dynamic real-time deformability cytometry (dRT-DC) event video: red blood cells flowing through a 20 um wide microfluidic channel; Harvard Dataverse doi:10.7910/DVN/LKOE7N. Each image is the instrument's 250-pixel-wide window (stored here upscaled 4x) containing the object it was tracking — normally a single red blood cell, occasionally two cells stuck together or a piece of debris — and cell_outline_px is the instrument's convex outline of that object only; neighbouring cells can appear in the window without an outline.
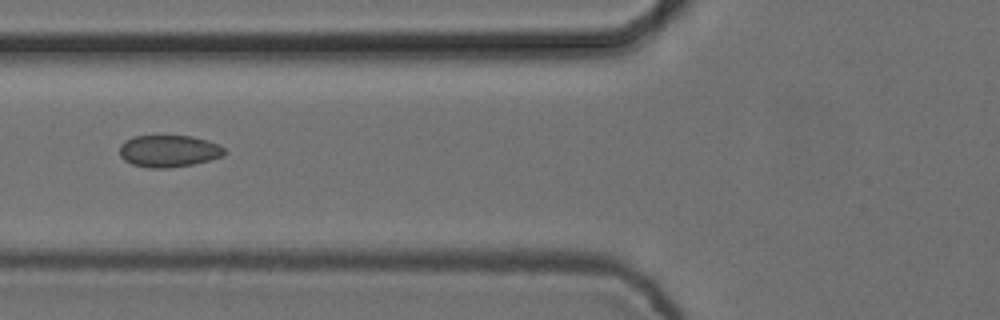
{"species": "common noctule bat (a hibernating species)", "species_latin": "Nyctalus noctula", "temperature_condition": "cold", "stored_images_in_passage": 8, "camera_frame_rate_fps": 3000, "um_per_image_px": 0.085, "animal": {"sex": "female", "body_mass_g": 24.6, "forearm_length_mm": 56.2}, "frame": {"image": 1, "passage_image": 5, "time_ms": 1.333, "image_size_px": [1000, 320], "cell_outline_px": [[224, 156], [192, 164], [168, 168], [148, 168], [132, 164], [124, 160], [120, 156], [120, 144], [124, 140], [132, 136], [192, 136], [208, 140], [220, 144], [224, 148]], "centroid_in_image_um": [14.33, 12.83], "position_along_channel_um": 111.5, "area_um2": 19.65}}
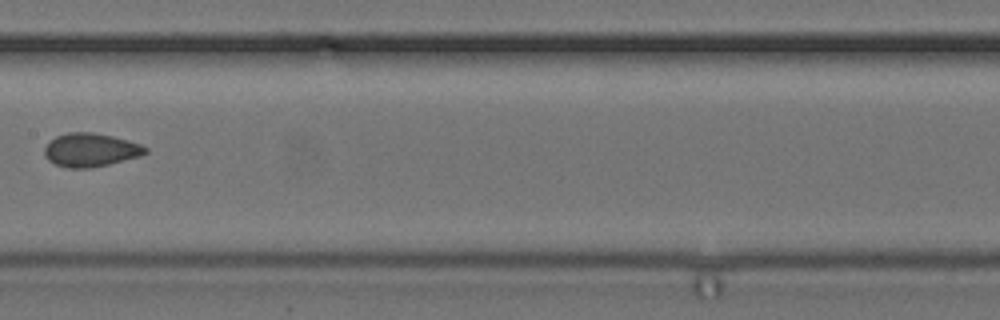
{"frame": {"image": 2, "passage_image": 7, "time_ms": 2.0, "image_size_px": [1000, 320], "cell_outline_px": [[148, 152], [140, 156], [92, 168], [64, 168], [48, 160], [44, 156], [44, 148], [56, 136], [68, 132], [92, 132], [112, 136], [128, 140], [140, 144], [148, 148]], "centroid_in_image_um": [7.69, 12.75], "position_along_channel_um": 199.7, "area_um2": 19.71}}
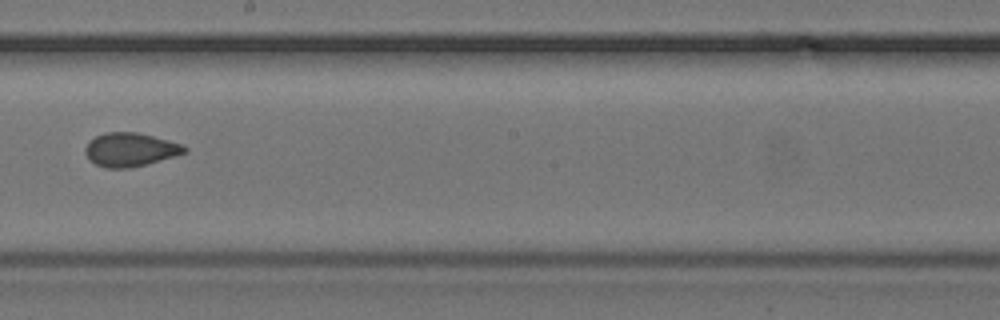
{"frame": {"image": 3, "passage_image": 8, "time_ms": 2.333, "image_size_px": [1000, 320], "cell_outline_px": [[188, 152], [176, 156], [148, 164], [128, 168], [104, 168], [88, 160], [84, 152], [84, 148], [96, 136], [108, 132], [136, 132], [168, 140], [180, 144], [188, 148]], "centroid_in_image_um": [11.07, 12.73], "position_along_channel_um": 237.1, "area_um2": 19.48}}